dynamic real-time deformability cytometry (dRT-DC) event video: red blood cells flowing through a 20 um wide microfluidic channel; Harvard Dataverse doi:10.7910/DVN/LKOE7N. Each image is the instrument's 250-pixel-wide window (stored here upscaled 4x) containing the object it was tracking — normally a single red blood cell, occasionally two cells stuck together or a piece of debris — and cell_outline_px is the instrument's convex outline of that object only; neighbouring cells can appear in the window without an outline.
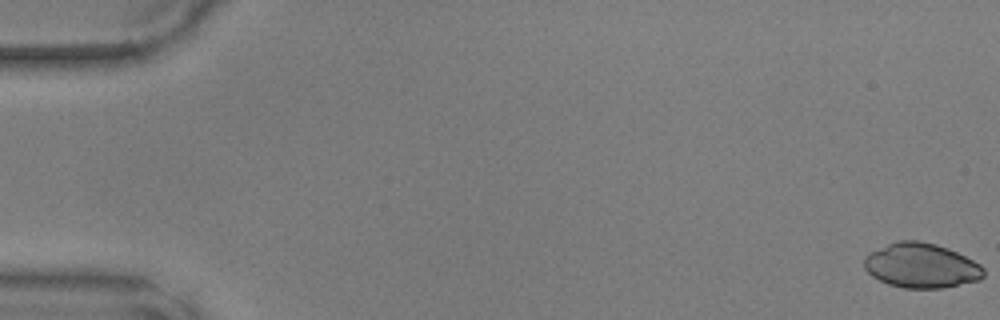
{"species": "common noctule bat (a hibernating species)", "species_latin": "Nyctalus noctula", "temperature_condition": "warm", "stored_images_in_passage": 49, "camera_frame_rate_fps": 3000, "um_per_image_px": 0.085, "animal": {"sex": "male", "body_mass_g": 17.9, "forearm_length_mm": 54.2}, "frame": {"image": 1, "passage_image": 1, "time_ms": 0.0, "image_size_px": [1000, 320], "cell_outline_px": [[984, 276], [980, 280], [944, 288], [904, 288], [888, 284], [872, 276], [864, 268], [864, 256], [896, 240], [916, 240], [936, 244], [948, 248], [980, 264], [984, 268]], "centroid_in_image_um": [78.31, 22.58], "position_along_channel_um": 6.7, "area_um2": 31.1}}